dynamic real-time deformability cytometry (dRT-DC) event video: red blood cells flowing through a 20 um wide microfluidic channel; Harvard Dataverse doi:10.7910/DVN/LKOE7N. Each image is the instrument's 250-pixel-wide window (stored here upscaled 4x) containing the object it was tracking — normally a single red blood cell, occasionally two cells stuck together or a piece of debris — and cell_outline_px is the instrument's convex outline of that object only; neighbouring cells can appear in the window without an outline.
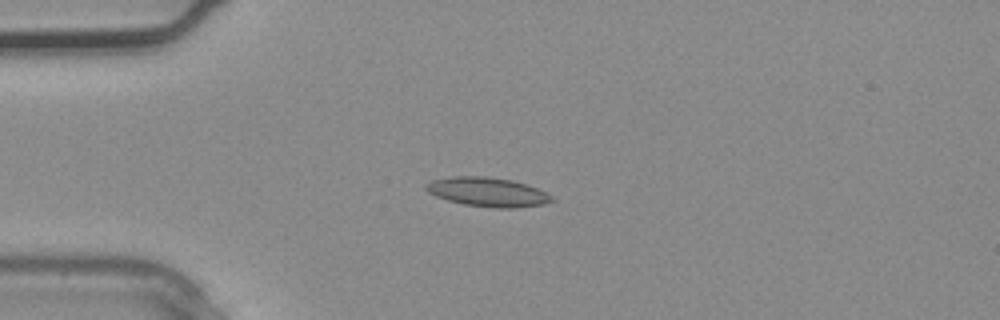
{"species": "common noctule bat (a hibernating species)", "species_latin": "Nyctalus noctula", "temperature_condition": "warm", "stored_images_in_passage": 3, "camera_frame_rate_fps": 3000, "um_per_image_px": 0.085, "animal": {"sex": "male", "body_mass_g": 20.4}, "frame": {"image": 1, "passage_image": 3, "time_ms": 0.667, "image_size_px": [1000, 320], "cell_outline_px": [[556, 200], [544, 204], [516, 208], [496, 208], [464, 204], [448, 200], [436, 196], [428, 192], [424, 188], [424, 184], [432, 180], [452, 176], [484, 176], [512, 180], [528, 184], [552, 196]], "centroid_in_image_um": [41.44, 16.32], "position_along_channel_um": 43.6, "area_um2": 21.44}}